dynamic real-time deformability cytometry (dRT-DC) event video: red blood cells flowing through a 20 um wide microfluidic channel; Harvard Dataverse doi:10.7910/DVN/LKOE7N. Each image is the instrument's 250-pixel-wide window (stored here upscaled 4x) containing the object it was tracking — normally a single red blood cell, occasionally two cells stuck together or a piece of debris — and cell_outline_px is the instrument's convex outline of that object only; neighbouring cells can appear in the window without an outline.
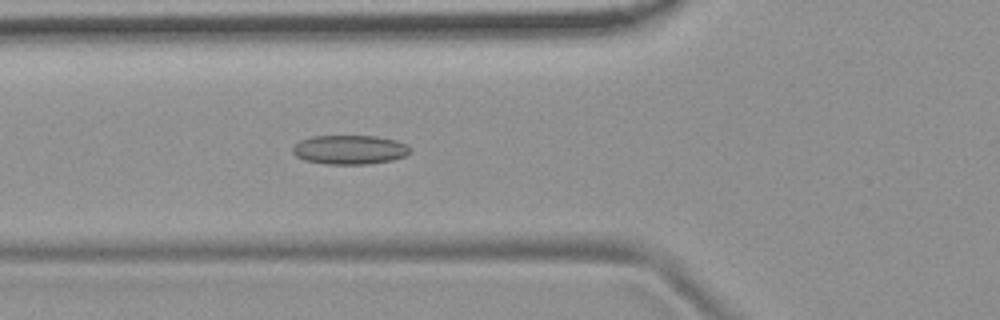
{"species": "common noctule bat (a hibernating species)", "species_latin": "Nyctalus noctula", "temperature_condition": "room temperature", "stored_images_in_passage": 3, "camera_frame_rate_fps": 3000, "um_per_image_px": 0.085, "animal": {"sex": "female", "body_mass_g": 19.9}, "frame": {"image": 1, "passage_image": 3, "time_ms": 2.333, "image_size_px": [1000, 320], "cell_outline_px": [[412, 152], [404, 156], [392, 160], [368, 164], [324, 164], [304, 160], [296, 156], [292, 152], [292, 148], [300, 140], [312, 136], [376, 136], [396, 140], [408, 144], [412, 148]], "centroid_in_image_um": [29.75, 12.72], "position_along_channel_um": 96.1, "area_um2": 20.17}}